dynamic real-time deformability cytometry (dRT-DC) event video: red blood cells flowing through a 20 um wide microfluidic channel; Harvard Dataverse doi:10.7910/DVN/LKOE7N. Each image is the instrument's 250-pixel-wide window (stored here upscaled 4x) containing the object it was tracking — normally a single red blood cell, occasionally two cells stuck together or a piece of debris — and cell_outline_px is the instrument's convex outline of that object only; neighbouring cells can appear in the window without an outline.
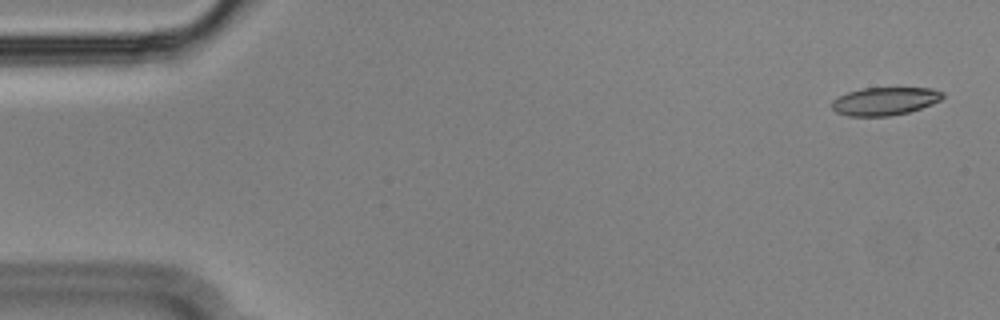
{"species": "Egyptian fruit bat (a non-hibernating species)", "species_latin": "Rousettus aegyptiacus", "temperature_condition": "cold", "stored_images_in_passage": 57, "camera_frame_rate_fps": 3000, "um_per_image_px": 0.085, "animal": {"sex": "male"}, "frame": {"image": 1, "passage_image": 2, "time_ms": 0.333, "image_size_px": [1000, 320], "cell_outline_px": [[944, 96], [940, 100], [932, 104], [908, 112], [888, 116], [848, 116], [836, 112], [832, 108], [832, 100], [848, 92], [860, 88], [932, 88], [944, 92]], "centroid_in_image_um": [75.21, 8.59], "position_along_channel_um": 9.8, "area_um2": 18.03}}
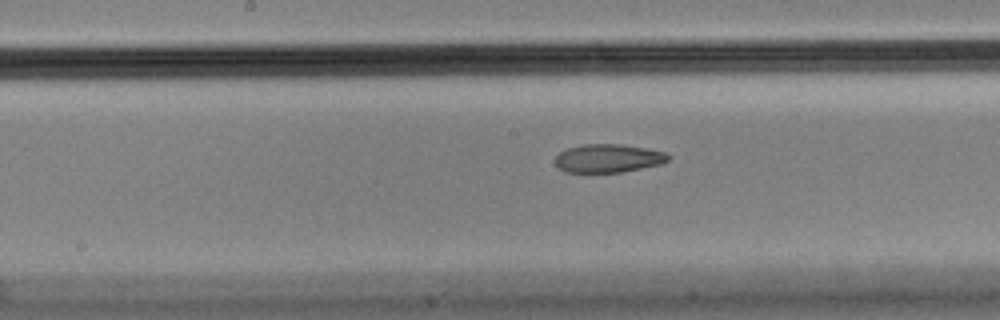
{"frame": {"image": 2, "passage_image": 28, "time_ms": 9.0, "image_size_px": [1000, 320], "cell_outline_px": [[672, 156], [668, 160], [660, 164], [620, 172], [564, 172], [556, 164], [556, 156], [560, 152], [568, 148], [584, 144], [620, 144], [648, 148], [664, 152]], "centroid_in_image_um": [51.71, 13.45], "position_along_channel_um": 196.5, "area_um2": 18.55}}
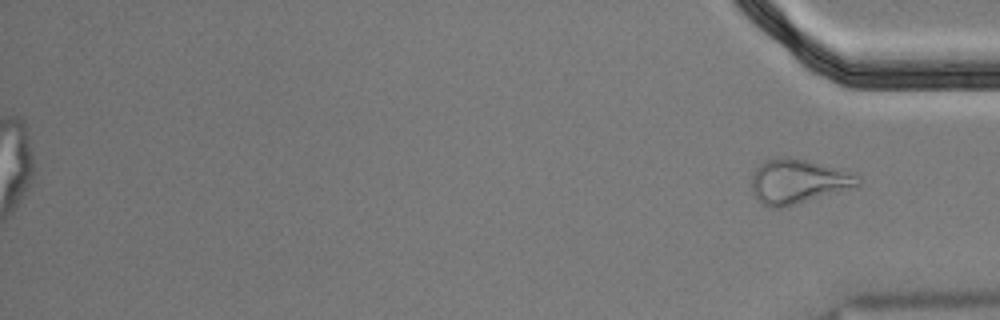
{"frame": {"image": 3, "passage_image": 57, "time_ms": 18.667, "image_size_px": [1000, 320], "cell_outline_px": [[860, 184], [836, 192], [780, 208], [768, 208], [760, 204], [756, 200], [752, 192], [752, 176], [756, 168], [764, 160], [780, 156], [788, 156], [848, 168], [856, 172], [860, 176]], "centroid_in_image_um": [67.84, 15.38], "position_along_channel_um": 367.4, "area_um2": 28.15}, "authors_computed_cell_mechanics": {"area_um2": 19.7676, "velocity_mm_per_s": 3.5803, "shape_relaxation_time_tau1_ms": null, "shape_relaxation_time_tau2_ms": 2.3975, "deformation_change_tau1": null, "deformation_change_tau2": 0.0849}}